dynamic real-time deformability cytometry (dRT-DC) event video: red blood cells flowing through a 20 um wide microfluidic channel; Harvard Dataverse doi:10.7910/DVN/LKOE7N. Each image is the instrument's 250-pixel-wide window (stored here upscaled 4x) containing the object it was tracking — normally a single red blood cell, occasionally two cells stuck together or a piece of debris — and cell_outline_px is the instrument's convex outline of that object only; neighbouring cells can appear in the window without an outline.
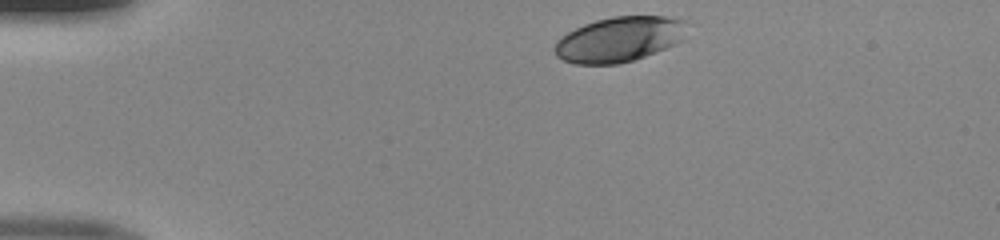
{"species": "human", "species_latin": "Homo sapiens", "temperature_condition": "room temperature", "stored_images_in_passage": 34, "camera_frame_rate_fps": 3000, "um_per_image_px": 0.085, "donor": {"sex": "male"}, "frame": {"image": 1, "passage_image": 1, "time_ms": 0.0, "image_size_px": [1000, 240], "cell_outline_px": [[688, 20], [680, 40], [676, 44], [656, 52], [620, 64], [576, 64], [564, 60], [556, 56], [552, 48], [556, 40], [560, 36], [584, 24], [596, 20], [612, 16], [668, 16]], "centroid_in_image_um": [52.6, 3.33], "position_along_channel_um": 32.4, "area_um2": 34.91}}
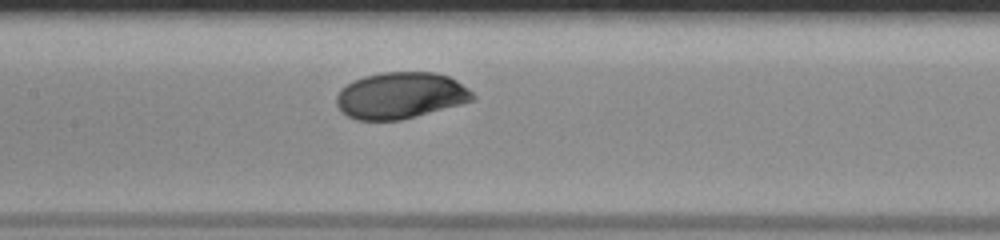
{"frame": {"image": 2, "passage_image": 16, "time_ms": 5.0, "image_size_px": [1000, 240], "cell_outline_px": [[476, 100], [416, 116], [400, 120], [356, 120], [340, 112], [336, 104], [336, 96], [340, 88], [352, 80], [364, 76], [380, 72], [436, 72], [448, 76], [456, 80], [468, 88], [476, 96]], "centroid_in_image_um": [34.02, 8.11], "position_along_channel_um": 173.4, "area_um2": 37.22}}
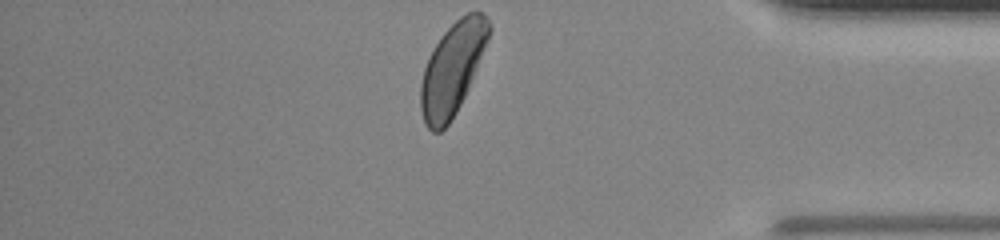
{"frame": {"image": 3, "passage_image": 34, "time_ms": 11.0, "image_size_px": [1000, 240], "cell_outline_px": [[492, 28], [488, 40], [468, 88], [456, 112], [448, 124], [440, 132], [432, 132], [424, 124], [420, 108], [420, 84], [424, 68], [428, 56], [440, 36], [460, 16], [468, 12], [484, 12]], "centroid_in_image_um": [38.43, 5.84], "position_along_channel_um": 396.8, "area_um2": 36.41}}